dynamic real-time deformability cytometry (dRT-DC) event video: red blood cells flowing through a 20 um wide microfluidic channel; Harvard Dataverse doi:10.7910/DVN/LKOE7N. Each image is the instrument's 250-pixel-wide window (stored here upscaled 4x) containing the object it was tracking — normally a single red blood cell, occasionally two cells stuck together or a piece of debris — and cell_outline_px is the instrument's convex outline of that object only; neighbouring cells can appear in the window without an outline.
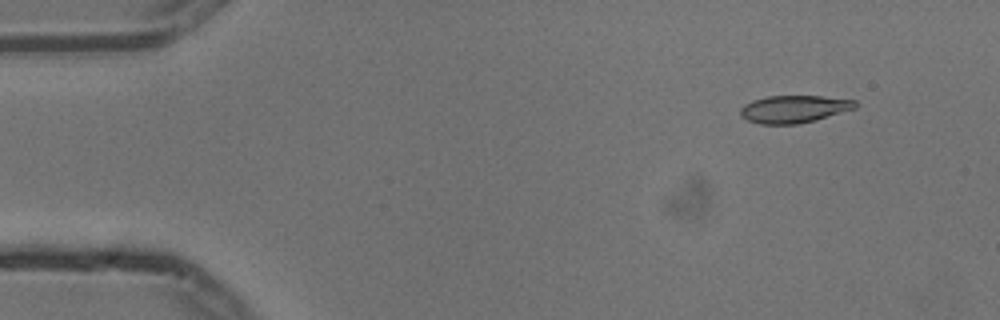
{"species": "common noctule bat (a hibernating species)", "species_latin": "Nyctalus noctula", "temperature_condition": "cold", "stored_images_in_passage": 50, "camera_frame_rate_fps": 3000, "um_per_image_px": 0.085, "animal": {"sex": "male", "body_mass_g": 13.3}, "frame": {"image": 1, "passage_image": 1, "time_ms": 0.0, "image_size_px": [1000, 320], "cell_outline_px": [[856, 108], [816, 120], [796, 124], [760, 124], [748, 120], [740, 116], [740, 108], [744, 104], [752, 100], [768, 96], [820, 96], [856, 100]], "centroid_in_image_um": [67.47, 9.27], "position_along_channel_um": 17.5, "area_um2": 18.38}}
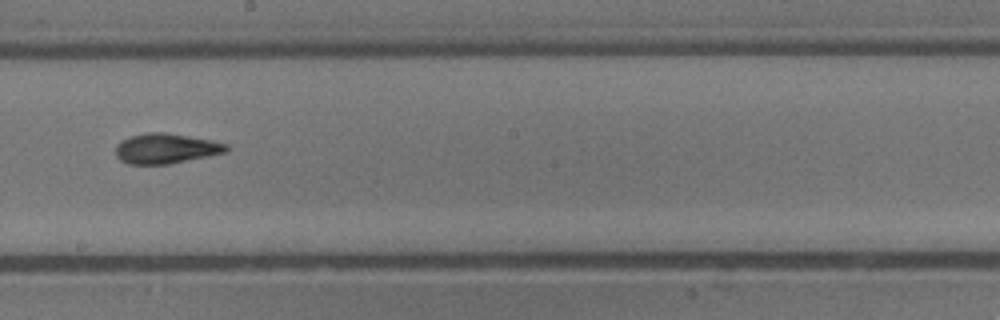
{"frame": {"image": 2, "passage_image": 26, "time_ms": 8.333, "image_size_px": [1000, 320], "cell_outline_px": [[228, 152], [168, 164], [128, 164], [120, 160], [116, 156], [116, 144], [120, 140], [132, 136], [148, 132], [164, 132], [212, 140], [228, 144]], "centroid_in_image_um": [14.09, 12.62], "position_along_channel_um": 234.1, "area_um2": 19.42}}
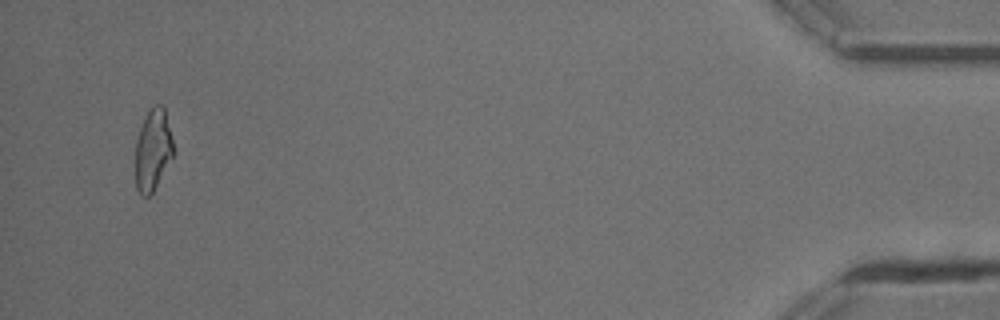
{"frame": {"image": 3, "passage_image": 48, "time_ms": 15.667, "image_size_px": [1000, 320], "cell_outline_px": [[172, 156], [152, 192], [148, 196], [144, 196], [136, 188], [136, 140], [144, 116], [156, 104], [160, 104], [164, 108], [172, 140]], "centroid_in_image_um": [12.97, 12.72], "position_along_channel_um": 422.2, "area_um2": 17.34}, "authors_computed_cell_mechanics": {"area_um2": 18.8139, "velocity_mm_per_s": 3.7433, "shape_relaxation_time_tau1_ms": 4.609, "shape_relaxation_time_tau2_ms": 2.8171, "deformation_change_tau1": 0.161, "deformation_change_tau2": 0.1029}}